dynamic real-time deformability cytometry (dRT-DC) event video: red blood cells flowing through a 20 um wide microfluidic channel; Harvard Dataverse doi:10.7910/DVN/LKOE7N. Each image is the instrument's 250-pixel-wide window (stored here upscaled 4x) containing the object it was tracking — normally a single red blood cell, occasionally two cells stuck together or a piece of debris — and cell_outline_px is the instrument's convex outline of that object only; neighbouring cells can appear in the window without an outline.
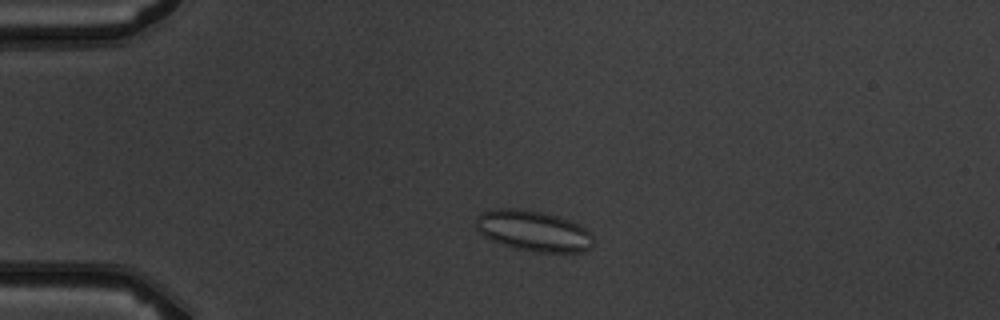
{"species": "common noctule bat (a hibernating species)", "species_latin": "Nyctalus noctula", "temperature_condition": "warm", "stored_images_in_passage": 2, "camera_frame_rate_fps": 3000, "um_per_image_px": 0.085, "animal": {"sex": "male", "body_mass_g": 19.5, "forearm_length_mm": 54.6}, "frame": {"image": 1, "passage_image": 2, "time_ms": 1.0, "image_size_px": [1000, 320], "cell_outline_px": [[592, 248], [584, 252], [532, 252], [512, 248], [492, 240], [484, 236], [476, 228], [476, 216], [492, 208], [516, 208], [544, 212], [580, 224], [592, 236]], "centroid_in_image_um": [45.33, 19.63], "position_along_channel_um": 39.7, "area_um2": 27.98}}